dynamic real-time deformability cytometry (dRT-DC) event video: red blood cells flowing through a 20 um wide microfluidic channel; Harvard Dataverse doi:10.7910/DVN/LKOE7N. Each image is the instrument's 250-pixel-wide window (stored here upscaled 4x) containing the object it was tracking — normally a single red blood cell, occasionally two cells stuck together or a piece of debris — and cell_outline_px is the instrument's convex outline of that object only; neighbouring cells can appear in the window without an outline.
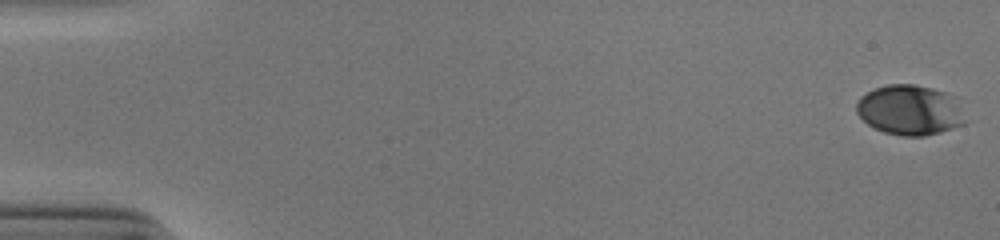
{"species": "human", "species_latin": "Homo sapiens", "temperature_condition": "cold", "stored_images_in_passage": 54, "camera_frame_rate_fps": 3000, "um_per_image_px": 0.085, "donor": {"sex": "male"}, "frame": {"image": 1, "passage_image": 1, "time_ms": 0.0, "image_size_px": [1000, 240], "cell_outline_px": [[964, 124], [940, 132], [924, 136], [900, 136], [884, 132], [868, 124], [856, 112], [856, 104], [860, 96], [872, 88], [888, 84], [916, 84], [948, 92], [956, 96], [964, 120]], "centroid_in_image_um": [77.32, 9.33], "position_along_channel_um": 7.7, "area_um2": 31.96}}
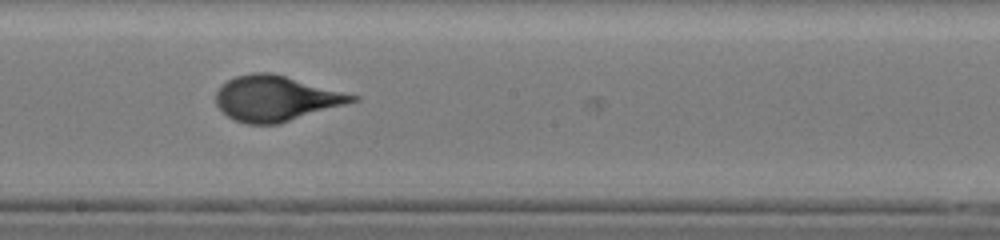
{"frame": {"image": 2, "passage_image": 31, "time_ms": 10.0, "image_size_px": [1000, 240], "cell_outline_px": [[360, 100], [280, 124], [244, 124], [228, 116], [216, 104], [216, 92], [228, 80], [236, 76], [252, 72], [272, 72], [360, 96]], "centroid_in_image_um": [23.49, 8.37], "position_along_channel_um": 224.7, "area_um2": 36.07}}
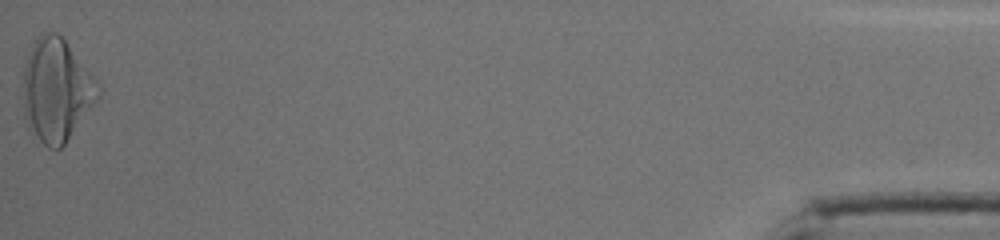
{"frame": {"image": 3, "passage_image": 54, "time_ms": 17.667, "image_size_px": [1000, 240], "cell_outline_px": [[100, 96], [64, 144], [60, 148], [48, 148], [28, 128], [24, 116], [24, 64], [28, 52], [32, 44], [40, 32], [48, 28], [56, 32], [64, 40], [96, 80]], "centroid_in_image_um": [4.76, 7.62], "position_along_channel_um": 430.4, "area_um2": 44.51}, "authors_computed_cell_mechanics": {"area_um2": 34.3621, "velocity_mm_per_s": 3.8812, "shape_relaxation_time_tau1_ms": 3.5336, "shape_relaxation_time_tau2_ms": null, "deformation_change_tau1": 0.1789, "deformation_change_tau2": null}}